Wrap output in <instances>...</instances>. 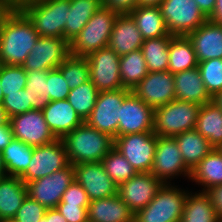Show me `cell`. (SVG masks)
Here are the masks:
<instances>
[{
	"instance_id": "cell-6",
	"label": "cell",
	"mask_w": 222,
	"mask_h": 222,
	"mask_svg": "<svg viewBox=\"0 0 222 222\" xmlns=\"http://www.w3.org/2000/svg\"><path fill=\"white\" fill-rule=\"evenodd\" d=\"M200 106L175 99L155 109L153 133L156 136L175 137L179 133L194 130Z\"/></svg>"
},
{
	"instance_id": "cell-15",
	"label": "cell",
	"mask_w": 222,
	"mask_h": 222,
	"mask_svg": "<svg viewBox=\"0 0 222 222\" xmlns=\"http://www.w3.org/2000/svg\"><path fill=\"white\" fill-rule=\"evenodd\" d=\"M14 138L27 145L36 147L52 143L57 138L51 132L41 110H29L26 113L9 118Z\"/></svg>"
},
{
	"instance_id": "cell-24",
	"label": "cell",
	"mask_w": 222,
	"mask_h": 222,
	"mask_svg": "<svg viewBox=\"0 0 222 222\" xmlns=\"http://www.w3.org/2000/svg\"><path fill=\"white\" fill-rule=\"evenodd\" d=\"M88 222H133L134 213L118 195L90 201Z\"/></svg>"
},
{
	"instance_id": "cell-45",
	"label": "cell",
	"mask_w": 222,
	"mask_h": 222,
	"mask_svg": "<svg viewBox=\"0 0 222 222\" xmlns=\"http://www.w3.org/2000/svg\"><path fill=\"white\" fill-rule=\"evenodd\" d=\"M59 203L89 205L90 200L83 187L76 180H74L63 193Z\"/></svg>"
},
{
	"instance_id": "cell-62",
	"label": "cell",
	"mask_w": 222,
	"mask_h": 222,
	"mask_svg": "<svg viewBox=\"0 0 222 222\" xmlns=\"http://www.w3.org/2000/svg\"><path fill=\"white\" fill-rule=\"evenodd\" d=\"M3 175H4V174H3L2 172H0V179L3 177Z\"/></svg>"
},
{
	"instance_id": "cell-26",
	"label": "cell",
	"mask_w": 222,
	"mask_h": 222,
	"mask_svg": "<svg viewBox=\"0 0 222 222\" xmlns=\"http://www.w3.org/2000/svg\"><path fill=\"white\" fill-rule=\"evenodd\" d=\"M185 165L192 171L214 147L195 129L174 137Z\"/></svg>"
},
{
	"instance_id": "cell-47",
	"label": "cell",
	"mask_w": 222,
	"mask_h": 222,
	"mask_svg": "<svg viewBox=\"0 0 222 222\" xmlns=\"http://www.w3.org/2000/svg\"><path fill=\"white\" fill-rule=\"evenodd\" d=\"M102 6L119 14H126L138 6V0H102Z\"/></svg>"
},
{
	"instance_id": "cell-49",
	"label": "cell",
	"mask_w": 222,
	"mask_h": 222,
	"mask_svg": "<svg viewBox=\"0 0 222 222\" xmlns=\"http://www.w3.org/2000/svg\"><path fill=\"white\" fill-rule=\"evenodd\" d=\"M13 139L14 135L10 123L7 122L5 125L0 126V151H3Z\"/></svg>"
},
{
	"instance_id": "cell-14",
	"label": "cell",
	"mask_w": 222,
	"mask_h": 222,
	"mask_svg": "<svg viewBox=\"0 0 222 222\" xmlns=\"http://www.w3.org/2000/svg\"><path fill=\"white\" fill-rule=\"evenodd\" d=\"M70 55V44L60 37H40L30 50L22 67L25 71L58 68Z\"/></svg>"
},
{
	"instance_id": "cell-38",
	"label": "cell",
	"mask_w": 222,
	"mask_h": 222,
	"mask_svg": "<svg viewBox=\"0 0 222 222\" xmlns=\"http://www.w3.org/2000/svg\"><path fill=\"white\" fill-rule=\"evenodd\" d=\"M58 68L70 89L79 87L90 80L89 62L86 57L70 54Z\"/></svg>"
},
{
	"instance_id": "cell-58",
	"label": "cell",
	"mask_w": 222,
	"mask_h": 222,
	"mask_svg": "<svg viewBox=\"0 0 222 222\" xmlns=\"http://www.w3.org/2000/svg\"><path fill=\"white\" fill-rule=\"evenodd\" d=\"M3 97H4V94H3V89L1 87V82H0V105H2Z\"/></svg>"
},
{
	"instance_id": "cell-10",
	"label": "cell",
	"mask_w": 222,
	"mask_h": 222,
	"mask_svg": "<svg viewBox=\"0 0 222 222\" xmlns=\"http://www.w3.org/2000/svg\"><path fill=\"white\" fill-rule=\"evenodd\" d=\"M157 136L153 132L126 134L115 138L114 147L137 173L151 172Z\"/></svg>"
},
{
	"instance_id": "cell-4",
	"label": "cell",
	"mask_w": 222,
	"mask_h": 222,
	"mask_svg": "<svg viewBox=\"0 0 222 222\" xmlns=\"http://www.w3.org/2000/svg\"><path fill=\"white\" fill-rule=\"evenodd\" d=\"M119 13L101 6L70 44V54L86 57L101 48L108 47L114 22Z\"/></svg>"
},
{
	"instance_id": "cell-17",
	"label": "cell",
	"mask_w": 222,
	"mask_h": 222,
	"mask_svg": "<svg viewBox=\"0 0 222 222\" xmlns=\"http://www.w3.org/2000/svg\"><path fill=\"white\" fill-rule=\"evenodd\" d=\"M163 184L151 172L137 173L118 185L117 195L135 213L154 199Z\"/></svg>"
},
{
	"instance_id": "cell-43",
	"label": "cell",
	"mask_w": 222,
	"mask_h": 222,
	"mask_svg": "<svg viewBox=\"0 0 222 222\" xmlns=\"http://www.w3.org/2000/svg\"><path fill=\"white\" fill-rule=\"evenodd\" d=\"M47 83L50 101L65 100L68 98L70 88L59 68L51 69L48 72Z\"/></svg>"
},
{
	"instance_id": "cell-51",
	"label": "cell",
	"mask_w": 222,
	"mask_h": 222,
	"mask_svg": "<svg viewBox=\"0 0 222 222\" xmlns=\"http://www.w3.org/2000/svg\"><path fill=\"white\" fill-rule=\"evenodd\" d=\"M208 20L222 26V0H216L215 8Z\"/></svg>"
},
{
	"instance_id": "cell-39",
	"label": "cell",
	"mask_w": 222,
	"mask_h": 222,
	"mask_svg": "<svg viewBox=\"0 0 222 222\" xmlns=\"http://www.w3.org/2000/svg\"><path fill=\"white\" fill-rule=\"evenodd\" d=\"M101 162L107 175L117 186L137 174L133 166L115 147L108 152Z\"/></svg>"
},
{
	"instance_id": "cell-3",
	"label": "cell",
	"mask_w": 222,
	"mask_h": 222,
	"mask_svg": "<svg viewBox=\"0 0 222 222\" xmlns=\"http://www.w3.org/2000/svg\"><path fill=\"white\" fill-rule=\"evenodd\" d=\"M40 37L64 38L70 0H16Z\"/></svg>"
},
{
	"instance_id": "cell-23",
	"label": "cell",
	"mask_w": 222,
	"mask_h": 222,
	"mask_svg": "<svg viewBox=\"0 0 222 222\" xmlns=\"http://www.w3.org/2000/svg\"><path fill=\"white\" fill-rule=\"evenodd\" d=\"M175 98L180 101L192 102L199 105L212 101L203 83L198 67L173 74Z\"/></svg>"
},
{
	"instance_id": "cell-2",
	"label": "cell",
	"mask_w": 222,
	"mask_h": 222,
	"mask_svg": "<svg viewBox=\"0 0 222 222\" xmlns=\"http://www.w3.org/2000/svg\"><path fill=\"white\" fill-rule=\"evenodd\" d=\"M69 163L77 165L87 162H101L115 145V138L83 121L62 139Z\"/></svg>"
},
{
	"instance_id": "cell-55",
	"label": "cell",
	"mask_w": 222,
	"mask_h": 222,
	"mask_svg": "<svg viewBox=\"0 0 222 222\" xmlns=\"http://www.w3.org/2000/svg\"><path fill=\"white\" fill-rule=\"evenodd\" d=\"M7 122H9V117L7 116L3 106L0 105V126L5 125Z\"/></svg>"
},
{
	"instance_id": "cell-22",
	"label": "cell",
	"mask_w": 222,
	"mask_h": 222,
	"mask_svg": "<svg viewBox=\"0 0 222 222\" xmlns=\"http://www.w3.org/2000/svg\"><path fill=\"white\" fill-rule=\"evenodd\" d=\"M42 113L57 139H62L83 122L67 99L50 101Z\"/></svg>"
},
{
	"instance_id": "cell-34",
	"label": "cell",
	"mask_w": 222,
	"mask_h": 222,
	"mask_svg": "<svg viewBox=\"0 0 222 222\" xmlns=\"http://www.w3.org/2000/svg\"><path fill=\"white\" fill-rule=\"evenodd\" d=\"M172 34L145 39L141 52L145 58L148 72L167 71L169 65V44Z\"/></svg>"
},
{
	"instance_id": "cell-21",
	"label": "cell",
	"mask_w": 222,
	"mask_h": 222,
	"mask_svg": "<svg viewBox=\"0 0 222 222\" xmlns=\"http://www.w3.org/2000/svg\"><path fill=\"white\" fill-rule=\"evenodd\" d=\"M144 38L129 13L118 14L110 35L108 47L120 57L141 49Z\"/></svg>"
},
{
	"instance_id": "cell-7",
	"label": "cell",
	"mask_w": 222,
	"mask_h": 222,
	"mask_svg": "<svg viewBox=\"0 0 222 222\" xmlns=\"http://www.w3.org/2000/svg\"><path fill=\"white\" fill-rule=\"evenodd\" d=\"M159 8L174 36H187L208 20L194 0H163Z\"/></svg>"
},
{
	"instance_id": "cell-48",
	"label": "cell",
	"mask_w": 222,
	"mask_h": 222,
	"mask_svg": "<svg viewBox=\"0 0 222 222\" xmlns=\"http://www.w3.org/2000/svg\"><path fill=\"white\" fill-rule=\"evenodd\" d=\"M204 193L208 196L219 220L222 222V184L212 186L206 189Z\"/></svg>"
},
{
	"instance_id": "cell-59",
	"label": "cell",
	"mask_w": 222,
	"mask_h": 222,
	"mask_svg": "<svg viewBox=\"0 0 222 222\" xmlns=\"http://www.w3.org/2000/svg\"><path fill=\"white\" fill-rule=\"evenodd\" d=\"M0 222H16L14 219H2Z\"/></svg>"
},
{
	"instance_id": "cell-41",
	"label": "cell",
	"mask_w": 222,
	"mask_h": 222,
	"mask_svg": "<svg viewBox=\"0 0 222 222\" xmlns=\"http://www.w3.org/2000/svg\"><path fill=\"white\" fill-rule=\"evenodd\" d=\"M0 82L4 95L25 89L26 71L22 66L1 64Z\"/></svg>"
},
{
	"instance_id": "cell-35",
	"label": "cell",
	"mask_w": 222,
	"mask_h": 222,
	"mask_svg": "<svg viewBox=\"0 0 222 222\" xmlns=\"http://www.w3.org/2000/svg\"><path fill=\"white\" fill-rule=\"evenodd\" d=\"M119 68L123 88L131 91L148 74L147 64L141 49L121 56Z\"/></svg>"
},
{
	"instance_id": "cell-18",
	"label": "cell",
	"mask_w": 222,
	"mask_h": 222,
	"mask_svg": "<svg viewBox=\"0 0 222 222\" xmlns=\"http://www.w3.org/2000/svg\"><path fill=\"white\" fill-rule=\"evenodd\" d=\"M154 109L139 99L132 91L124 98L120 108L118 136L153 132Z\"/></svg>"
},
{
	"instance_id": "cell-12",
	"label": "cell",
	"mask_w": 222,
	"mask_h": 222,
	"mask_svg": "<svg viewBox=\"0 0 222 222\" xmlns=\"http://www.w3.org/2000/svg\"><path fill=\"white\" fill-rule=\"evenodd\" d=\"M90 80L99 92L123 88L120 75V56L109 47L86 56Z\"/></svg>"
},
{
	"instance_id": "cell-20",
	"label": "cell",
	"mask_w": 222,
	"mask_h": 222,
	"mask_svg": "<svg viewBox=\"0 0 222 222\" xmlns=\"http://www.w3.org/2000/svg\"><path fill=\"white\" fill-rule=\"evenodd\" d=\"M198 62L222 59V26L207 20L195 31L189 33Z\"/></svg>"
},
{
	"instance_id": "cell-44",
	"label": "cell",
	"mask_w": 222,
	"mask_h": 222,
	"mask_svg": "<svg viewBox=\"0 0 222 222\" xmlns=\"http://www.w3.org/2000/svg\"><path fill=\"white\" fill-rule=\"evenodd\" d=\"M46 210L44 206L27 195L13 219L16 222H39L45 216Z\"/></svg>"
},
{
	"instance_id": "cell-50",
	"label": "cell",
	"mask_w": 222,
	"mask_h": 222,
	"mask_svg": "<svg viewBox=\"0 0 222 222\" xmlns=\"http://www.w3.org/2000/svg\"><path fill=\"white\" fill-rule=\"evenodd\" d=\"M202 13L208 18L216 5V0H194Z\"/></svg>"
},
{
	"instance_id": "cell-28",
	"label": "cell",
	"mask_w": 222,
	"mask_h": 222,
	"mask_svg": "<svg viewBox=\"0 0 222 222\" xmlns=\"http://www.w3.org/2000/svg\"><path fill=\"white\" fill-rule=\"evenodd\" d=\"M102 6V0H70L64 39L70 43L81 32L91 16Z\"/></svg>"
},
{
	"instance_id": "cell-37",
	"label": "cell",
	"mask_w": 222,
	"mask_h": 222,
	"mask_svg": "<svg viewBox=\"0 0 222 222\" xmlns=\"http://www.w3.org/2000/svg\"><path fill=\"white\" fill-rule=\"evenodd\" d=\"M98 94L99 91L89 80L79 87L70 89L67 100L78 116L85 121L95 107Z\"/></svg>"
},
{
	"instance_id": "cell-16",
	"label": "cell",
	"mask_w": 222,
	"mask_h": 222,
	"mask_svg": "<svg viewBox=\"0 0 222 222\" xmlns=\"http://www.w3.org/2000/svg\"><path fill=\"white\" fill-rule=\"evenodd\" d=\"M132 92L155 110L176 99L173 74L168 70L148 72Z\"/></svg>"
},
{
	"instance_id": "cell-36",
	"label": "cell",
	"mask_w": 222,
	"mask_h": 222,
	"mask_svg": "<svg viewBox=\"0 0 222 222\" xmlns=\"http://www.w3.org/2000/svg\"><path fill=\"white\" fill-rule=\"evenodd\" d=\"M48 70L26 71L27 83L25 90L28 93L31 110H43L50 102L48 97Z\"/></svg>"
},
{
	"instance_id": "cell-1",
	"label": "cell",
	"mask_w": 222,
	"mask_h": 222,
	"mask_svg": "<svg viewBox=\"0 0 222 222\" xmlns=\"http://www.w3.org/2000/svg\"><path fill=\"white\" fill-rule=\"evenodd\" d=\"M39 35L28 16L16 5L0 29V63L22 66Z\"/></svg>"
},
{
	"instance_id": "cell-9",
	"label": "cell",
	"mask_w": 222,
	"mask_h": 222,
	"mask_svg": "<svg viewBox=\"0 0 222 222\" xmlns=\"http://www.w3.org/2000/svg\"><path fill=\"white\" fill-rule=\"evenodd\" d=\"M131 92L126 88L99 92L95 107L85 122L113 138L118 136L120 108L124 98Z\"/></svg>"
},
{
	"instance_id": "cell-5",
	"label": "cell",
	"mask_w": 222,
	"mask_h": 222,
	"mask_svg": "<svg viewBox=\"0 0 222 222\" xmlns=\"http://www.w3.org/2000/svg\"><path fill=\"white\" fill-rule=\"evenodd\" d=\"M189 190L163 184L154 199L136 211L133 222H180Z\"/></svg>"
},
{
	"instance_id": "cell-29",
	"label": "cell",
	"mask_w": 222,
	"mask_h": 222,
	"mask_svg": "<svg viewBox=\"0 0 222 222\" xmlns=\"http://www.w3.org/2000/svg\"><path fill=\"white\" fill-rule=\"evenodd\" d=\"M144 40L169 35L159 6H137L129 13Z\"/></svg>"
},
{
	"instance_id": "cell-61",
	"label": "cell",
	"mask_w": 222,
	"mask_h": 222,
	"mask_svg": "<svg viewBox=\"0 0 222 222\" xmlns=\"http://www.w3.org/2000/svg\"><path fill=\"white\" fill-rule=\"evenodd\" d=\"M218 150L222 153V145L218 148Z\"/></svg>"
},
{
	"instance_id": "cell-40",
	"label": "cell",
	"mask_w": 222,
	"mask_h": 222,
	"mask_svg": "<svg viewBox=\"0 0 222 222\" xmlns=\"http://www.w3.org/2000/svg\"><path fill=\"white\" fill-rule=\"evenodd\" d=\"M203 83L209 95L213 98L222 91V59L215 58L198 62Z\"/></svg>"
},
{
	"instance_id": "cell-11",
	"label": "cell",
	"mask_w": 222,
	"mask_h": 222,
	"mask_svg": "<svg viewBox=\"0 0 222 222\" xmlns=\"http://www.w3.org/2000/svg\"><path fill=\"white\" fill-rule=\"evenodd\" d=\"M69 164L63 141L56 139L52 143L33 147L31 162L20 179L27 185L31 181L62 170Z\"/></svg>"
},
{
	"instance_id": "cell-52",
	"label": "cell",
	"mask_w": 222,
	"mask_h": 222,
	"mask_svg": "<svg viewBox=\"0 0 222 222\" xmlns=\"http://www.w3.org/2000/svg\"><path fill=\"white\" fill-rule=\"evenodd\" d=\"M15 6L16 1H0V29L3 20Z\"/></svg>"
},
{
	"instance_id": "cell-13",
	"label": "cell",
	"mask_w": 222,
	"mask_h": 222,
	"mask_svg": "<svg viewBox=\"0 0 222 222\" xmlns=\"http://www.w3.org/2000/svg\"><path fill=\"white\" fill-rule=\"evenodd\" d=\"M74 180V168L69 164L49 176L29 182L28 195L46 209L56 208L63 193Z\"/></svg>"
},
{
	"instance_id": "cell-32",
	"label": "cell",
	"mask_w": 222,
	"mask_h": 222,
	"mask_svg": "<svg viewBox=\"0 0 222 222\" xmlns=\"http://www.w3.org/2000/svg\"><path fill=\"white\" fill-rule=\"evenodd\" d=\"M180 222H221L208 196L202 192H192L186 196Z\"/></svg>"
},
{
	"instance_id": "cell-30",
	"label": "cell",
	"mask_w": 222,
	"mask_h": 222,
	"mask_svg": "<svg viewBox=\"0 0 222 222\" xmlns=\"http://www.w3.org/2000/svg\"><path fill=\"white\" fill-rule=\"evenodd\" d=\"M191 181L201 186L202 191L222 184V153L214 148L191 171Z\"/></svg>"
},
{
	"instance_id": "cell-42",
	"label": "cell",
	"mask_w": 222,
	"mask_h": 222,
	"mask_svg": "<svg viewBox=\"0 0 222 222\" xmlns=\"http://www.w3.org/2000/svg\"><path fill=\"white\" fill-rule=\"evenodd\" d=\"M2 106L9 118L31 110L28 93L25 89L4 95Z\"/></svg>"
},
{
	"instance_id": "cell-33",
	"label": "cell",
	"mask_w": 222,
	"mask_h": 222,
	"mask_svg": "<svg viewBox=\"0 0 222 222\" xmlns=\"http://www.w3.org/2000/svg\"><path fill=\"white\" fill-rule=\"evenodd\" d=\"M33 155V146L14 138L2 151L5 175L21 177L27 170Z\"/></svg>"
},
{
	"instance_id": "cell-46",
	"label": "cell",
	"mask_w": 222,
	"mask_h": 222,
	"mask_svg": "<svg viewBox=\"0 0 222 222\" xmlns=\"http://www.w3.org/2000/svg\"><path fill=\"white\" fill-rule=\"evenodd\" d=\"M56 208L68 222H88V205L59 203Z\"/></svg>"
},
{
	"instance_id": "cell-31",
	"label": "cell",
	"mask_w": 222,
	"mask_h": 222,
	"mask_svg": "<svg viewBox=\"0 0 222 222\" xmlns=\"http://www.w3.org/2000/svg\"><path fill=\"white\" fill-rule=\"evenodd\" d=\"M198 67L193 44L188 36H172L169 44L168 71L172 74Z\"/></svg>"
},
{
	"instance_id": "cell-60",
	"label": "cell",
	"mask_w": 222,
	"mask_h": 222,
	"mask_svg": "<svg viewBox=\"0 0 222 222\" xmlns=\"http://www.w3.org/2000/svg\"><path fill=\"white\" fill-rule=\"evenodd\" d=\"M39 222H48V218L46 217V215L43 216Z\"/></svg>"
},
{
	"instance_id": "cell-57",
	"label": "cell",
	"mask_w": 222,
	"mask_h": 222,
	"mask_svg": "<svg viewBox=\"0 0 222 222\" xmlns=\"http://www.w3.org/2000/svg\"><path fill=\"white\" fill-rule=\"evenodd\" d=\"M0 172L5 175V165L3 163L2 151H0Z\"/></svg>"
},
{
	"instance_id": "cell-27",
	"label": "cell",
	"mask_w": 222,
	"mask_h": 222,
	"mask_svg": "<svg viewBox=\"0 0 222 222\" xmlns=\"http://www.w3.org/2000/svg\"><path fill=\"white\" fill-rule=\"evenodd\" d=\"M195 130L214 148L222 145V110L213 101L200 106Z\"/></svg>"
},
{
	"instance_id": "cell-19",
	"label": "cell",
	"mask_w": 222,
	"mask_h": 222,
	"mask_svg": "<svg viewBox=\"0 0 222 222\" xmlns=\"http://www.w3.org/2000/svg\"><path fill=\"white\" fill-rule=\"evenodd\" d=\"M74 178L86 191L90 201L117 195V184L107 175L102 162L73 165Z\"/></svg>"
},
{
	"instance_id": "cell-53",
	"label": "cell",
	"mask_w": 222,
	"mask_h": 222,
	"mask_svg": "<svg viewBox=\"0 0 222 222\" xmlns=\"http://www.w3.org/2000/svg\"><path fill=\"white\" fill-rule=\"evenodd\" d=\"M48 222H68L57 208L47 209L45 212Z\"/></svg>"
},
{
	"instance_id": "cell-56",
	"label": "cell",
	"mask_w": 222,
	"mask_h": 222,
	"mask_svg": "<svg viewBox=\"0 0 222 222\" xmlns=\"http://www.w3.org/2000/svg\"><path fill=\"white\" fill-rule=\"evenodd\" d=\"M212 101L222 110V91L218 92L212 98Z\"/></svg>"
},
{
	"instance_id": "cell-54",
	"label": "cell",
	"mask_w": 222,
	"mask_h": 222,
	"mask_svg": "<svg viewBox=\"0 0 222 222\" xmlns=\"http://www.w3.org/2000/svg\"><path fill=\"white\" fill-rule=\"evenodd\" d=\"M163 0H138V6H159Z\"/></svg>"
},
{
	"instance_id": "cell-25",
	"label": "cell",
	"mask_w": 222,
	"mask_h": 222,
	"mask_svg": "<svg viewBox=\"0 0 222 222\" xmlns=\"http://www.w3.org/2000/svg\"><path fill=\"white\" fill-rule=\"evenodd\" d=\"M28 195L20 177L3 175L0 179V220L13 219Z\"/></svg>"
},
{
	"instance_id": "cell-8",
	"label": "cell",
	"mask_w": 222,
	"mask_h": 222,
	"mask_svg": "<svg viewBox=\"0 0 222 222\" xmlns=\"http://www.w3.org/2000/svg\"><path fill=\"white\" fill-rule=\"evenodd\" d=\"M151 173L164 184L178 176L190 180L191 170L185 165L174 137L157 136Z\"/></svg>"
},
{
	"instance_id": "cell-63",
	"label": "cell",
	"mask_w": 222,
	"mask_h": 222,
	"mask_svg": "<svg viewBox=\"0 0 222 222\" xmlns=\"http://www.w3.org/2000/svg\"><path fill=\"white\" fill-rule=\"evenodd\" d=\"M0 1H16V0H0Z\"/></svg>"
}]
</instances>
